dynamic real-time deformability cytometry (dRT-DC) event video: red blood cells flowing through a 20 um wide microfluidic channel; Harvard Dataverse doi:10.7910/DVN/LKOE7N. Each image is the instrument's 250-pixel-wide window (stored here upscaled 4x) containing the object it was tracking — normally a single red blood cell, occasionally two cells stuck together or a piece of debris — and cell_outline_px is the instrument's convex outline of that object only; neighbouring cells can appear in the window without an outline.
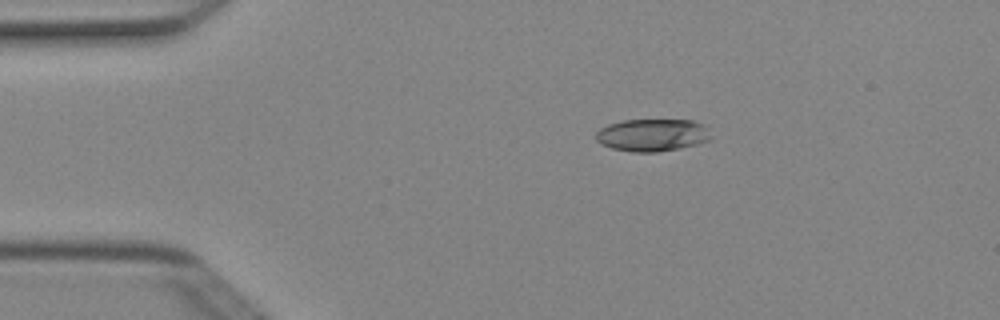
{"species": "Egyptian fruit bat (a non-hibernating species)", "species_latin": "Rousettus aegyptiacus", "temperature_condition": "cold", "stored_images_in_passage": 4, "camera_frame_rate_fps": 3000, "um_per_image_px": 0.085, "animal": {"sex": "female"}, "frame": {"image": 1, "passage_image": 3, "time_ms": 0.667, "image_size_px": [1000, 320], "cell_outline_px": [[712, 140], [680, 148], [656, 152], [632, 152], [612, 148], [600, 144], [596, 140], [596, 132], [600, 128], [608, 124], [624, 120], [692, 120], [704, 124], [712, 136]], "centroid_in_image_um": [55.46, 11.48], "position_along_channel_um": 29.5, "area_um2": 21.91}}